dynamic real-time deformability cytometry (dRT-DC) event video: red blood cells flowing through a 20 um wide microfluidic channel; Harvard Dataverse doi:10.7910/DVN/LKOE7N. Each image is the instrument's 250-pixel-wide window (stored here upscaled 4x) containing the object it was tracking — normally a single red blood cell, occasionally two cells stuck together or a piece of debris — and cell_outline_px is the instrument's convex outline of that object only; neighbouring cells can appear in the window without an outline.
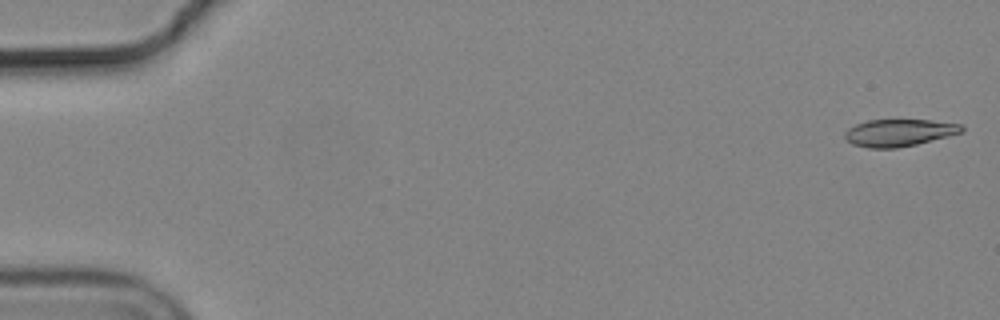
{"species": "common noctule bat (a hibernating species)", "species_latin": "Nyctalus noctula", "temperature_condition": "cold", "stored_images_in_passage": 55, "camera_frame_rate_fps": 3000, "um_per_image_px": 0.085, "animal": {"sex": "male", "body_mass_g": 19.2, "forearm_length_mm": 51.8}, "frame": {"image": 1, "passage_image": 1, "time_ms": 0.0, "image_size_px": [1000, 320], "cell_outline_px": [[964, 132], [916, 144], [896, 148], [868, 148], [852, 144], [844, 140], [844, 132], [848, 128], [856, 124], [868, 120], [928, 120], [960, 124], [964, 128]], "centroid_in_image_um": [76.38, 11.28], "position_along_channel_um": 8.6, "area_um2": 18.5}}
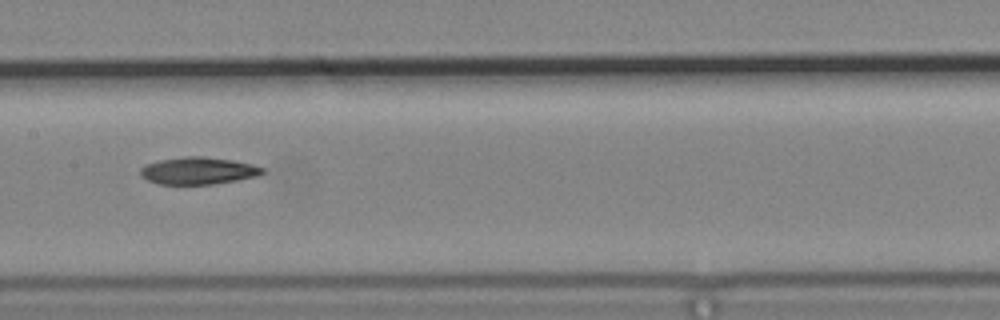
{"frame": {"image": 2, "passage_image": 28, "time_ms": 9.0, "image_size_px": [1000, 320], "cell_outline_px": [[264, 172], [260, 176], [212, 184], [160, 184], [148, 180], [140, 176], [140, 168], [144, 164], [160, 160], [184, 156], [204, 156], [232, 160], [252, 164], [264, 168]], "centroid_in_image_um": [16.84, 14.5], "position_along_channel_um": 190.6, "area_um2": 19.42}}
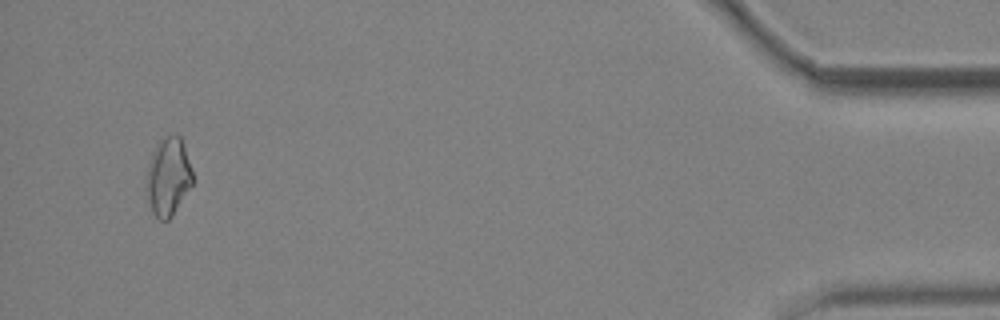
{"frame": {"image": 3, "passage_image": 53, "time_ms": 17.333, "image_size_px": [1000, 320], "cell_outline_px": [[192, 184], [172, 216], [168, 220], [160, 220], [152, 212], [144, 188], [148, 164], [152, 152], [156, 144], [168, 136], [180, 136], [192, 172]], "centroid_in_image_um": [14.25, 15.06], "position_along_channel_um": 421.0, "area_um2": 20.75}, "authors_computed_cell_mechanics": {"area_um2": 19.5364, "velocity_mm_per_s": 3.6953, "shape_relaxation_time_tau1_ms": 8.4043, "shape_relaxation_time_tau2_ms": null, "deformation_change_tau1": 0.1853, "deformation_change_tau2": null}}